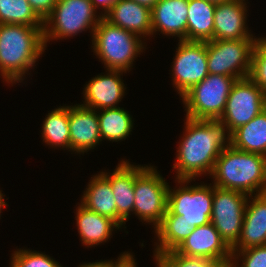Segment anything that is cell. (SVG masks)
<instances>
[{
  "mask_svg": "<svg viewBox=\"0 0 266 267\" xmlns=\"http://www.w3.org/2000/svg\"><path fill=\"white\" fill-rule=\"evenodd\" d=\"M185 120V135L178 144L173 168L177 180L195 181L202 174L211 175L221 152L231 146V132L220 119Z\"/></svg>",
  "mask_w": 266,
  "mask_h": 267,
  "instance_id": "cell-1",
  "label": "cell"
},
{
  "mask_svg": "<svg viewBox=\"0 0 266 267\" xmlns=\"http://www.w3.org/2000/svg\"><path fill=\"white\" fill-rule=\"evenodd\" d=\"M45 49L43 27L0 24V74L3 80L21 83Z\"/></svg>",
  "mask_w": 266,
  "mask_h": 267,
  "instance_id": "cell-2",
  "label": "cell"
},
{
  "mask_svg": "<svg viewBox=\"0 0 266 267\" xmlns=\"http://www.w3.org/2000/svg\"><path fill=\"white\" fill-rule=\"evenodd\" d=\"M210 176L216 187L239 191L248 196L264 194L266 157L229 146L217 158Z\"/></svg>",
  "mask_w": 266,
  "mask_h": 267,
  "instance_id": "cell-3",
  "label": "cell"
},
{
  "mask_svg": "<svg viewBox=\"0 0 266 267\" xmlns=\"http://www.w3.org/2000/svg\"><path fill=\"white\" fill-rule=\"evenodd\" d=\"M140 36L114 26L102 18L92 36L93 51L107 70L129 71L133 61L143 51Z\"/></svg>",
  "mask_w": 266,
  "mask_h": 267,
  "instance_id": "cell-4",
  "label": "cell"
},
{
  "mask_svg": "<svg viewBox=\"0 0 266 267\" xmlns=\"http://www.w3.org/2000/svg\"><path fill=\"white\" fill-rule=\"evenodd\" d=\"M91 0H57L50 15L43 21V37L47 42L75 36L91 29L93 31L103 18L96 14Z\"/></svg>",
  "mask_w": 266,
  "mask_h": 267,
  "instance_id": "cell-5",
  "label": "cell"
},
{
  "mask_svg": "<svg viewBox=\"0 0 266 267\" xmlns=\"http://www.w3.org/2000/svg\"><path fill=\"white\" fill-rule=\"evenodd\" d=\"M236 80L230 76L209 74L194 85L182 96L186 117L195 120L219 119Z\"/></svg>",
  "mask_w": 266,
  "mask_h": 267,
  "instance_id": "cell-6",
  "label": "cell"
},
{
  "mask_svg": "<svg viewBox=\"0 0 266 267\" xmlns=\"http://www.w3.org/2000/svg\"><path fill=\"white\" fill-rule=\"evenodd\" d=\"M258 38L207 41L209 74H220L242 79L249 77L252 53Z\"/></svg>",
  "mask_w": 266,
  "mask_h": 267,
  "instance_id": "cell-7",
  "label": "cell"
},
{
  "mask_svg": "<svg viewBox=\"0 0 266 267\" xmlns=\"http://www.w3.org/2000/svg\"><path fill=\"white\" fill-rule=\"evenodd\" d=\"M176 181L180 184L179 188L175 190L170 186L168 188L167 210L173 215L183 216V220L194 228L210 223L213 203L212 184L187 186L192 180Z\"/></svg>",
  "mask_w": 266,
  "mask_h": 267,
  "instance_id": "cell-8",
  "label": "cell"
},
{
  "mask_svg": "<svg viewBox=\"0 0 266 267\" xmlns=\"http://www.w3.org/2000/svg\"><path fill=\"white\" fill-rule=\"evenodd\" d=\"M165 181L156 167L147 165L135 178L133 213L139 220L153 223L154 229L167 210L169 185Z\"/></svg>",
  "mask_w": 266,
  "mask_h": 267,
  "instance_id": "cell-9",
  "label": "cell"
},
{
  "mask_svg": "<svg viewBox=\"0 0 266 267\" xmlns=\"http://www.w3.org/2000/svg\"><path fill=\"white\" fill-rule=\"evenodd\" d=\"M248 195L213 185L210 222L221 238L232 248L239 240Z\"/></svg>",
  "mask_w": 266,
  "mask_h": 267,
  "instance_id": "cell-10",
  "label": "cell"
},
{
  "mask_svg": "<svg viewBox=\"0 0 266 267\" xmlns=\"http://www.w3.org/2000/svg\"><path fill=\"white\" fill-rule=\"evenodd\" d=\"M266 109V94L249 77L237 79L219 118L232 133Z\"/></svg>",
  "mask_w": 266,
  "mask_h": 267,
  "instance_id": "cell-11",
  "label": "cell"
},
{
  "mask_svg": "<svg viewBox=\"0 0 266 267\" xmlns=\"http://www.w3.org/2000/svg\"><path fill=\"white\" fill-rule=\"evenodd\" d=\"M174 61L172 62V80L178 94L182 97L194 85L209 75L207 66V42H178Z\"/></svg>",
  "mask_w": 266,
  "mask_h": 267,
  "instance_id": "cell-12",
  "label": "cell"
},
{
  "mask_svg": "<svg viewBox=\"0 0 266 267\" xmlns=\"http://www.w3.org/2000/svg\"><path fill=\"white\" fill-rule=\"evenodd\" d=\"M186 256L206 257L231 264L232 251L210 222L195 227L192 233L175 249Z\"/></svg>",
  "mask_w": 266,
  "mask_h": 267,
  "instance_id": "cell-13",
  "label": "cell"
},
{
  "mask_svg": "<svg viewBox=\"0 0 266 267\" xmlns=\"http://www.w3.org/2000/svg\"><path fill=\"white\" fill-rule=\"evenodd\" d=\"M125 71L108 70L106 75H97L92 78L84 87V102L82 106L102 110L119 107L117 104L123 99L125 93L122 78Z\"/></svg>",
  "mask_w": 266,
  "mask_h": 267,
  "instance_id": "cell-14",
  "label": "cell"
},
{
  "mask_svg": "<svg viewBox=\"0 0 266 267\" xmlns=\"http://www.w3.org/2000/svg\"><path fill=\"white\" fill-rule=\"evenodd\" d=\"M96 112L81 104L69 106L71 151L84 154L102 141Z\"/></svg>",
  "mask_w": 266,
  "mask_h": 267,
  "instance_id": "cell-15",
  "label": "cell"
},
{
  "mask_svg": "<svg viewBox=\"0 0 266 267\" xmlns=\"http://www.w3.org/2000/svg\"><path fill=\"white\" fill-rule=\"evenodd\" d=\"M247 5L245 0L217 3L214 12L213 39L240 40L255 38L246 27Z\"/></svg>",
  "mask_w": 266,
  "mask_h": 267,
  "instance_id": "cell-16",
  "label": "cell"
},
{
  "mask_svg": "<svg viewBox=\"0 0 266 267\" xmlns=\"http://www.w3.org/2000/svg\"><path fill=\"white\" fill-rule=\"evenodd\" d=\"M145 168L141 165H131L121 161L115 170L109 174V183L117 207V225L121 228L129 219L134 207V186L136 176Z\"/></svg>",
  "mask_w": 266,
  "mask_h": 267,
  "instance_id": "cell-17",
  "label": "cell"
},
{
  "mask_svg": "<svg viewBox=\"0 0 266 267\" xmlns=\"http://www.w3.org/2000/svg\"><path fill=\"white\" fill-rule=\"evenodd\" d=\"M188 0H159L151 9L152 35L158 31L186 40Z\"/></svg>",
  "mask_w": 266,
  "mask_h": 267,
  "instance_id": "cell-18",
  "label": "cell"
},
{
  "mask_svg": "<svg viewBox=\"0 0 266 267\" xmlns=\"http://www.w3.org/2000/svg\"><path fill=\"white\" fill-rule=\"evenodd\" d=\"M252 197L247 199L240 238L231 250L266 245V193Z\"/></svg>",
  "mask_w": 266,
  "mask_h": 267,
  "instance_id": "cell-19",
  "label": "cell"
},
{
  "mask_svg": "<svg viewBox=\"0 0 266 267\" xmlns=\"http://www.w3.org/2000/svg\"><path fill=\"white\" fill-rule=\"evenodd\" d=\"M103 18L141 38L152 35L151 10L132 0H118Z\"/></svg>",
  "mask_w": 266,
  "mask_h": 267,
  "instance_id": "cell-20",
  "label": "cell"
},
{
  "mask_svg": "<svg viewBox=\"0 0 266 267\" xmlns=\"http://www.w3.org/2000/svg\"><path fill=\"white\" fill-rule=\"evenodd\" d=\"M80 201L87 209L113 220L117 224V207L109 183V173L100 172L91 177Z\"/></svg>",
  "mask_w": 266,
  "mask_h": 267,
  "instance_id": "cell-21",
  "label": "cell"
},
{
  "mask_svg": "<svg viewBox=\"0 0 266 267\" xmlns=\"http://www.w3.org/2000/svg\"><path fill=\"white\" fill-rule=\"evenodd\" d=\"M75 218L82 244L87 247L107 242L113 229H120L113 220L87 209L81 203Z\"/></svg>",
  "mask_w": 266,
  "mask_h": 267,
  "instance_id": "cell-22",
  "label": "cell"
},
{
  "mask_svg": "<svg viewBox=\"0 0 266 267\" xmlns=\"http://www.w3.org/2000/svg\"><path fill=\"white\" fill-rule=\"evenodd\" d=\"M215 7L208 0H188L186 41L213 40Z\"/></svg>",
  "mask_w": 266,
  "mask_h": 267,
  "instance_id": "cell-23",
  "label": "cell"
},
{
  "mask_svg": "<svg viewBox=\"0 0 266 267\" xmlns=\"http://www.w3.org/2000/svg\"><path fill=\"white\" fill-rule=\"evenodd\" d=\"M231 146L266 157V109L231 133Z\"/></svg>",
  "mask_w": 266,
  "mask_h": 267,
  "instance_id": "cell-24",
  "label": "cell"
},
{
  "mask_svg": "<svg viewBox=\"0 0 266 267\" xmlns=\"http://www.w3.org/2000/svg\"><path fill=\"white\" fill-rule=\"evenodd\" d=\"M194 230L183 216L173 215L166 210L162 222L155 228L158 243H155V253H164L175 250L181 242L186 239Z\"/></svg>",
  "mask_w": 266,
  "mask_h": 267,
  "instance_id": "cell-25",
  "label": "cell"
},
{
  "mask_svg": "<svg viewBox=\"0 0 266 267\" xmlns=\"http://www.w3.org/2000/svg\"><path fill=\"white\" fill-rule=\"evenodd\" d=\"M102 111V112H100ZM97 112L100 136L108 141H120L129 137L133 129L131 115L124 108L115 107L102 109Z\"/></svg>",
  "mask_w": 266,
  "mask_h": 267,
  "instance_id": "cell-26",
  "label": "cell"
},
{
  "mask_svg": "<svg viewBox=\"0 0 266 267\" xmlns=\"http://www.w3.org/2000/svg\"><path fill=\"white\" fill-rule=\"evenodd\" d=\"M43 121L42 138L51 147L71 150L69 130V106L52 110Z\"/></svg>",
  "mask_w": 266,
  "mask_h": 267,
  "instance_id": "cell-27",
  "label": "cell"
},
{
  "mask_svg": "<svg viewBox=\"0 0 266 267\" xmlns=\"http://www.w3.org/2000/svg\"><path fill=\"white\" fill-rule=\"evenodd\" d=\"M0 24L43 27L28 0H0Z\"/></svg>",
  "mask_w": 266,
  "mask_h": 267,
  "instance_id": "cell-28",
  "label": "cell"
},
{
  "mask_svg": "<svg viewBox=\"0 0 266 267\" xmlns=\"http://www.w3.org/2000/svg\"><path fill=\"white\" fill-rule=\"evenodd\" d=\"M157 267H230V264L198 256H186L175 250L154 253Z\"/></svg>",
  "mask_w": 266,
  "mask_h": 267,
  "instance_id": "cell-29",
  "label": "cell"
},
{
  "mask_svg": "<svg viewBox=\"0 0 266 267\" xmlns=\"http://www.w3.org/2000/svg\"><path fill=\"white\" fill-rule=\"evenodd\" d=\"M10 267H63L49 255L25 249H17L12 254Z\"/></svg>",
  "mask_w": 266,
  "mask_h": 267,
  "instance_id": "cell-30",
  "label": "cell"
},
{
  "mask_svg": "<svg viewBox=\"0 0 266 267\" xmlns=\"http://www.w3.org/2000/svg\"><path fill=\"white\" fill-rule=\"evenodd\" d=\"M249 78L266 94V37L258 38L255 44Z\"/></svg>",
  "mask_w": 266,
  "mask_h": 267,
  "instance_id": "cell-31",
  "label": "cell"
},
{
  "mask_svg": "<svg viewBox=\"0 0 266 267\" xmlns=\"http://www.w3.org/2000/svg\"><path fill=\"white\" fill-rule=\"evenodd\" d=\"M231 251L232 260L230 267H266V245ZM238 259L240 262L242 260L241 266L238 265Z\"/></svg>",
  "mask_w": 266,
  "mask_h": 267,
  "instance_id": "cell-32",
  "label": "cell"
},
{
  "mask_svg": "<svg viewBox=\"0 0 266 267\" xmlns=\"http://www.w3.org/2000/svg\"><path fill=\"white\" fill-rule=\"evenodd\" d=\"M37 16L44 21L54 9L57 0H28Z\"/></svg>",
  "mask_w": 266,
  "mask_h": 267,
  "instance_id": "cell-33",
  "label": "cell"
},
{
  "mask_svg": "<svg viewBox=\"0 0 266 267\" xmlns=\"http://www.w3.org/2000/svg\"><path fill=\"white\" fill-rule=\"evenodd\" d=\"M116 260L114 261V267H136V260L133 258V254L131 255L129 252H124Z\"/></svg>",
  "mask_w": 266,
  "mask_h": 267,
  "instance_id": "cell-34",
  "label": "cell"
},
{
  "mask_svg": "<svg viewBox=\"0 0 266 267\" xmlns=\"http://www.w3.org/2000/svg\"><path fill=\"white\" fill-rule=\"evenodd\" d=\"M117 1L118 0H91L96 10L97 8H102L101 10L104 9V14L102 13V16H104Z\"/></svg>",
  "mask_w": 266,
  "mask_h": 267,
  "instance_id": "cell-35",
  "label": "cell"
},
{
  "mask_svg": "<svg viewBox=\"0 0 266 267\" xmlns=\"http://www.w3.org/2000/svg\"><path fill=\"white\" fill-rule=\"evenodd\" d=\"M78 267H114V262L111 260H105V261H98V262H90V263H84L82 265H79Z\"/></svg>",
  "mask_w": 266,
  "mask_h": 267,
  "instance_id": "cell-36",
  "label": "cell"
},
{
  "mask_svg": "<svg viewBox=\"0 0 266 267\" xmlns=\"http://www.w3.org/2000/svg\"><path fill=\"white\" fill-rule=\"evenodd\" d=\"M132 1L142 6H145L151 10L159 0H132Z\"/></svg>",
  "mask_w": 266,
  "mask_h": 267,
  "instance_id": "cell-37",
  "label": "cell"
},
{
  "mask_svg": "<svg viewBox=\"0 0 266 267\" xmlns=\"http://www.w3.org/2000/svg\"><path fill=\"white\" fill-rule=\"evenodd\" d=\"M3 194L2 191L0 190V213H1V209L4 208L5 205H8L5 201V199L3 198ZM1 216V215H0Z\"/></svg>",
  "mask_w": 266,
  "mask_h": 267,
  "instance_id": "cell-38",
  "label": "cell"
},
{
  "mask_svg": "<svg viewBox=\"0 0 266 267\" xmlns=\"http://www.w3.org/2000/svg\"><path fill=\"white\" fill-rule=\"evenodd\" d=\"M210 2H213V3H223V2H227V1H231V0H208Z\"/></svg>",
  "mask_w": 266,
  "mask_h": 267,
  "instance_id": "cell-39",
  "label": "cell"
}]
</instances>
